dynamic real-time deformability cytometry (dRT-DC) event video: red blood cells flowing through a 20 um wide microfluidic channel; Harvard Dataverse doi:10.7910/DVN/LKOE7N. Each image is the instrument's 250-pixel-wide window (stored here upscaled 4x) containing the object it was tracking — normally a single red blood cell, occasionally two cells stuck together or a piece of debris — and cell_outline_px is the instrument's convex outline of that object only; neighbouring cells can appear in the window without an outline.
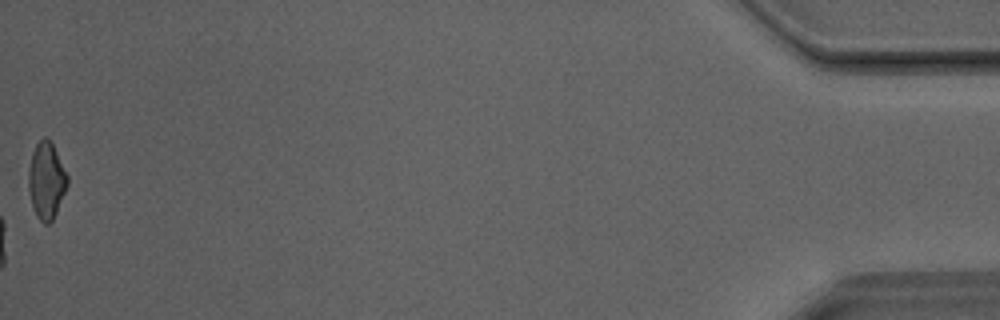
{"species": "Egyptian fruit bat (a non-hibernating species)", "species_latin": "Rousettus aegyptiacus", "temperature_condition": "room temperature", "stored_images_in_passage": 42, "camera_frame_rate_fps": 3000, "um_per_image_px": 0.085, "animal": {"sex": "male"}, "frame": {"image": 1, "passage_image": 42, "time_ms": 13.667, "image_size_px": [1000, 320], "cell_outline_px": [[68, 184], [56, 212], [52, 220], [48, 224], [44, 224], [36, 216], [32, 204], [28, 188], [28, 172], [32, 152], [36, 144], [44, 136], [52, 144], [68, 176]], "centroid_in_image_um": [3.93, 15.36], "position_along_channel_um": 431.3, "area_um2": 17.11}}